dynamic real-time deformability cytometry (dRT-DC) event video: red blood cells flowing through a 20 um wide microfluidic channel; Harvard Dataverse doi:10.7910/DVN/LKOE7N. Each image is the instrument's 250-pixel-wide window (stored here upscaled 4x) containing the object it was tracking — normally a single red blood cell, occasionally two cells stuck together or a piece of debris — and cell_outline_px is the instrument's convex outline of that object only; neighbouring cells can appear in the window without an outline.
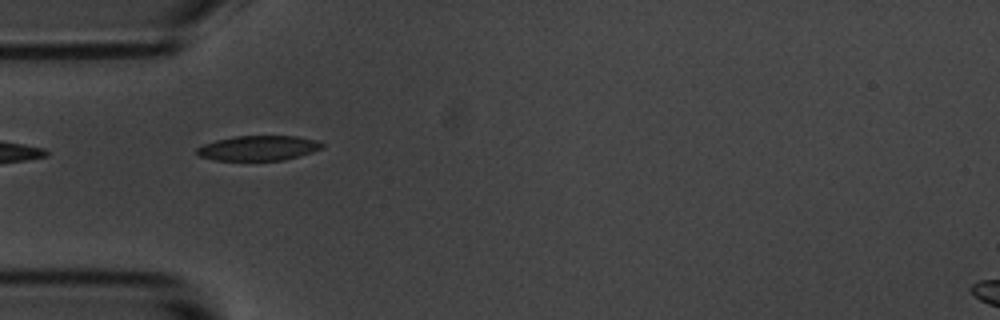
{"species": "common noctule bat (a hibernating species)", "species_latin": "Nyctalus noctula", "temperature_condition": "room temperature", "stored_images_in_passage": 3, "camera_frame_rate_fps": 3000, "um_per_image_px": 0.085, "animal": {"sex": "male", "body_mass_g": 20.1, "forearm_length_mm": 53.5}, "frame": {"image": 1, "passage_image": 2, "time_ms": 1.333, "image_size_px": [1000, 320], "cell_outline_px": [[324, 148], [300, 156], [284, 160], [216, 160], [200, 156], [196, 152], [196, 148], [204, 144], [216, 140], [236, 136], [296, 136], [316, 140], [324, 144]], "centroid_in_image_um": [21.99, 12.58], "position_along_channel_um": 63.0, "area_um2": 18.15}}